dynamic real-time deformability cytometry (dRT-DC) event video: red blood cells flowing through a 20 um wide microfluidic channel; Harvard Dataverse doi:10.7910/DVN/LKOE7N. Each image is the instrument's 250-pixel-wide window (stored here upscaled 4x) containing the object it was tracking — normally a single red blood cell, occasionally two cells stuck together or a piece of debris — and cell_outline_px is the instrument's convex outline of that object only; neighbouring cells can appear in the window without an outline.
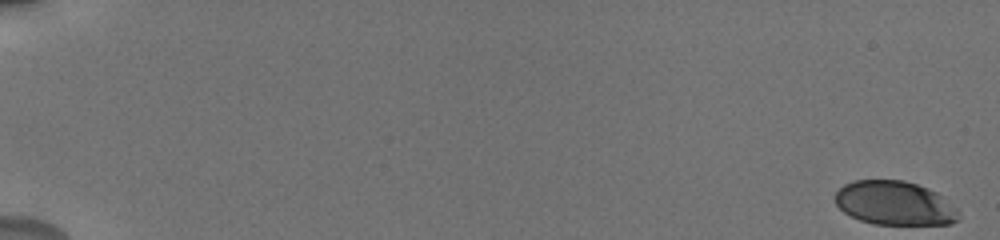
{"species": "human", "species_latin": "Homo sapiens", "temperature_condition": "cold", "stored_images_in_passage": 20, "camera_frame_rate_fps": 3000, "um_per_image_px": 0.085, "donor": {"sex": "male"}, "frame": {"image": 1, "passage_image": 1, "time_ms": 0.0, "image_size_px": [1000, 240], "cell_outline_px": [[960, 220], [952, 224], [872, 224], [860, 220], [844, 212], [836, 204], [836, 192], [844, 184], [852, 180], [904, 180], [928, 188], [936, 192], [956, 208], [960, 212]], "centroid_in_image_um": [76.06, 17.27], "position_along_channel_um": 8.9, "area_um2": 31.67}}
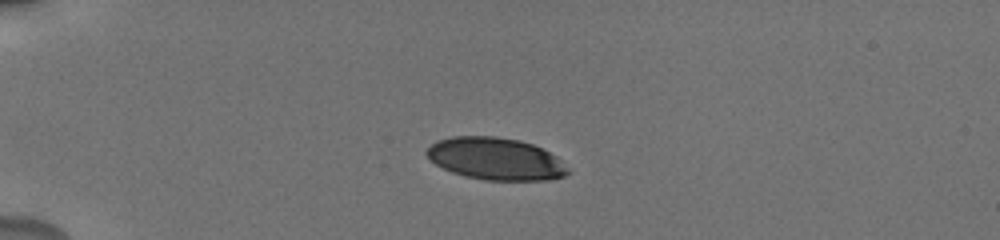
{"frame": {"image": 2, "passage_image": 10, "time_ms": 5.0, "image_size_px": [1000, 240], "cell_outline_px": [[572, 172], [564, 176], [548, 180], [484, 180], [452, 172], [436, 164], [424, 152], [436, 140], [452, 136], [496, 136], [520, 140], [532, 144], [556, 156]], "centroid_in_image_um": [42.14, 13.49], "position_along_channel_um": 42.9, "area_um2": 34.62}}
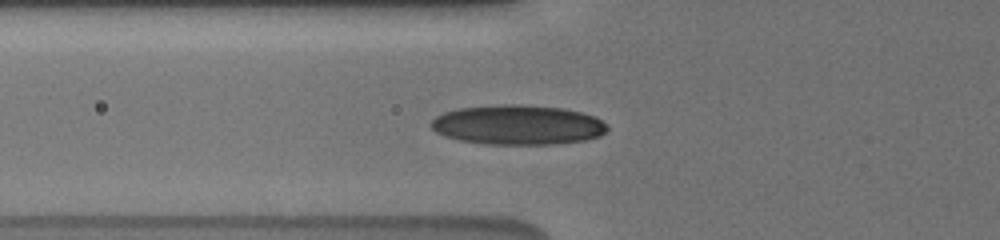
{"frame": {"image": 3, "passage_image": 17, "time_ms": 7.333, "image_size_px": [1000, 240], "cell_outline_px": [[608, 128], [600, 136], [584, 140], [556, 144], [484, 144], [460, 140], [444, 136], [436, 132], [428, 124], [436, 116], [444, 112], [460, 108], [504, 104], [524, 104], [564, 108], [596, 116], [608, 124]], "centroid_in_image_um": [44.02, 10.61], "position_along_channel_um": 81.8, "area_um2": 41.04}}